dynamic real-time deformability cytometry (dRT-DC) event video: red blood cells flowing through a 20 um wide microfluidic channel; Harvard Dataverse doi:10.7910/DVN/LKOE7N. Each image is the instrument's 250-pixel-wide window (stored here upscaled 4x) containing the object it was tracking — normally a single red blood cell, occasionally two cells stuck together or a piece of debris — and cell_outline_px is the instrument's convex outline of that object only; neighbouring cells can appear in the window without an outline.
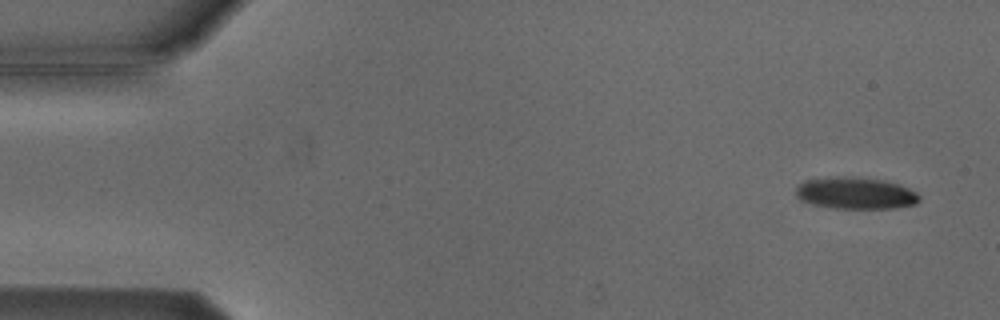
{"species": "Egyptian fruit bat (a non-hibernating species)", "species_latin": "Rousettus aegyptiacus", "temperature_condition": "cold", "stored_images_in_passage": 8, "camera_frame_rate_fps": 3000, "um_per_image_px": 0.085, "animal": {"sex": "male"}, "frame": {"image": 1, "passage_image": 1, "time_ms": 0.0, "image_size_px": [1000, 320], "cell_outline_px": [[920, 200], [916, 204], [896, 208], [832, 208], [812, 204], [800, 200], [796, 196], [796, 188], [800, 184], [808, 180], [836, 176], [884, 180], [900, 184], [916, 192], [920, 196]], "centroid_in_image_um": [72.75, 16.43], "position_along_channel_um": 12.3, "area_um2": 22.77}}
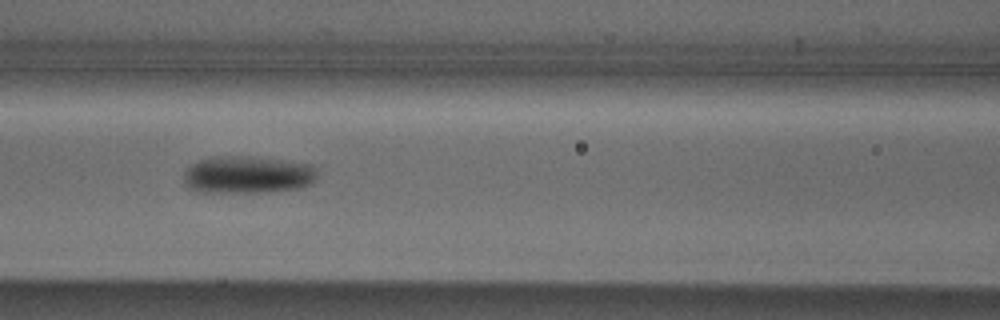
{"frame": {"image": 2, "passage_image": 6, "time_ms": 6.667, "image_size_px": [1000, 320], "cell_outline_px": [[316, 180], [308, 184], [296, 188], [264, 192], [196, 192], [188, 188], [184, 180], [184, 172], [192, 164], [200, 160], [212, 156], [244, 156], [280, 160], [312, 164], [316, 172]], "centroid_in_image_um": [21.0, 14.85], "position_along_channel_um": 145.6, "area_um2": 28.96}}
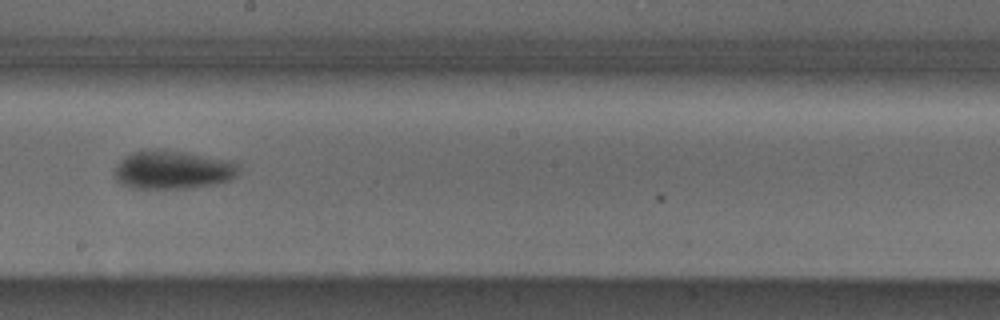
{"frame": {"image": 3, "passage_image": 8, "time_ms": 9.0, "image_size_px": [1000, 320], "cell_outline_px": [[240, 172], [236, 176], [228, 180], [216, 184], [192, 188], [128, 188], [116, 180], [116, 164], [124, 156], [132, 152], [144, 148], [156, 148], [184, 152], [232, 160], [240, 164]], "centroid_in_image_um": [14.7, 14.41], "position_along_channel_um": 233.5, "area_um2": 28.44}}